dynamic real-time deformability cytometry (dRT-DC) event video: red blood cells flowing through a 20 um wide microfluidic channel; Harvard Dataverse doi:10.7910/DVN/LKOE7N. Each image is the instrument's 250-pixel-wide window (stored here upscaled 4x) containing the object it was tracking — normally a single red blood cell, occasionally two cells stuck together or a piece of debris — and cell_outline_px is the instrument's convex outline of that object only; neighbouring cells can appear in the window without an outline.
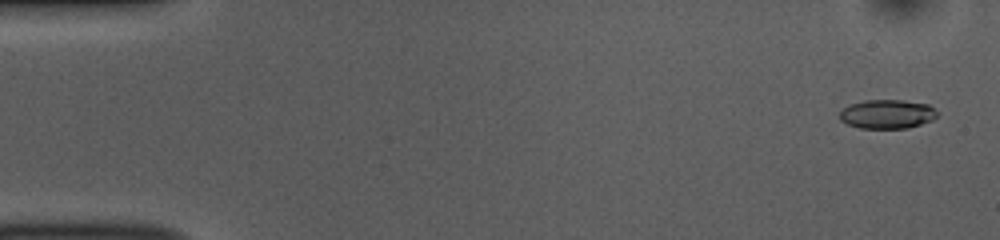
{"species": "common noctule bat (a hibernating species)", "species_latin": "Nyctalus noctula", "temperature_condition": "room temperature", "stored_images_in_passage": 53, "camera_frame_rate_fps": 3000, "um_per_image_px": 0.085, "animal": {"sex": "female", "body_mass_g": 10.0, "forearm_length_mm": 53.1}, "frame": {"image": 1, "passage_image": 2, "time_ms": 0.333, "image_size_px": [1000, 240], "cell_outline_px": [[936, 116], [932, 120], [908, 128], [860, 128], [848, 124], [840, 120], [840, 112], [848, 104], [864, 100], [904, 100], [928, 104], [936, 112]], "centroid_in_image_um": [75.38, 9.69], "position_along_channel_um": 9.6, "area_um2": 16.42}}
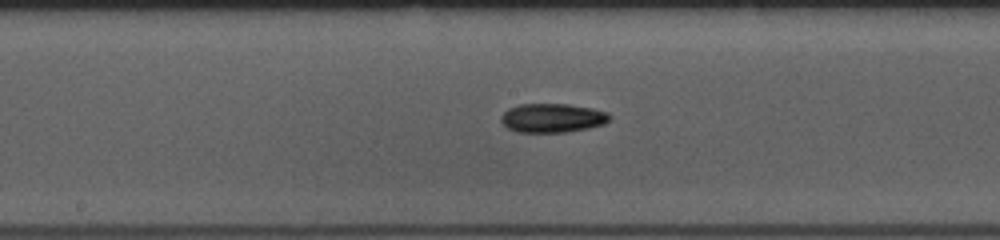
{"frame": {"image": 2, "passage_image": 27, "time_ms": 8.667, "image_size_px": [1000, 240], "cell_outline_px": [[612, 116], [604, 124], [588, 128], [564, 132], [516, 132], [508, 128], [500, 120], [500, 116], [508, 108], [520, 104], [568, 104], [592, 108], [608, 112]], "centroid_in_image_um": [46.95, 10.02], "position_along_channel_um": 201.3, "area_um2": 18.38}}
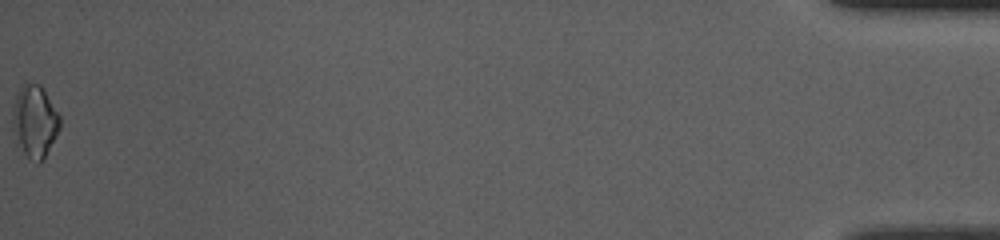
{"frame": {"image": 3, "passage_image": 53, "time_ms": 17.333, "image_size_px": [1000, 240], "cell_outline_px": [[60, 128], [40, 164], [36, 164], [24, 152], [16, 140], [12, 128], [12, 104], [20, 88], [24, 84], [40, 84], [44, 88], [60, 116]], "centroid_in_image_um": [2.94, 10.3], "position_along_channel_um": 432.3, "area_um2": 19.83}, "authors_computed_cell_mechanics": {"area_um2": 17.2244, "velocity_mm_per_s": 3.795, "shape_relaxation_time_tau1_ms": 5.8837, "shape_relaxation_time_tau2_ms": null, "deformation_change_tau1": 0.1464, "deformation_change_tau2": null}}